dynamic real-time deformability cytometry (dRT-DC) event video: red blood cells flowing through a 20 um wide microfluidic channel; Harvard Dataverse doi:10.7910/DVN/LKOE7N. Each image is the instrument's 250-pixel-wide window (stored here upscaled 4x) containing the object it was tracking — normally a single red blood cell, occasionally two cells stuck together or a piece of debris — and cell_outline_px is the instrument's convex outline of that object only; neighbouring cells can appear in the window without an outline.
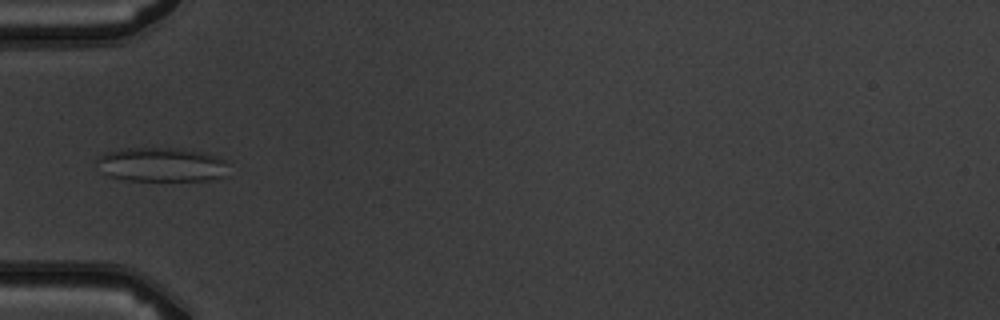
{"species": "common noctule bat (a hibernating species)", "species_latin": "Nyctalus noctula", "temperature_condition": "warm", "stored_images_in_passage": 6, "camera_frame_rate_fps": 3000, "um_per_image_px": 0.085, "animal": {"sex": "male", "body_mass_g": 19.5, "forearm_length_mm": 54.6}, "frame": {"image": 1, "passage_image": 6, "time_ms": 5.667, "image_size_px": [1000, 320], "cell_outline_px": [[228, 176], [208, 180], [128, 180], [108, 176], [100, 172], [96, 160], [104, 152], [124, 148], [180, 148], [204, 152], [216, 156], [224, 160], [228, 164]], "centroid_in_image_um": [13.74, 13.99], "position_along_channel_um": 71.3, "area_um2": 26.59}}